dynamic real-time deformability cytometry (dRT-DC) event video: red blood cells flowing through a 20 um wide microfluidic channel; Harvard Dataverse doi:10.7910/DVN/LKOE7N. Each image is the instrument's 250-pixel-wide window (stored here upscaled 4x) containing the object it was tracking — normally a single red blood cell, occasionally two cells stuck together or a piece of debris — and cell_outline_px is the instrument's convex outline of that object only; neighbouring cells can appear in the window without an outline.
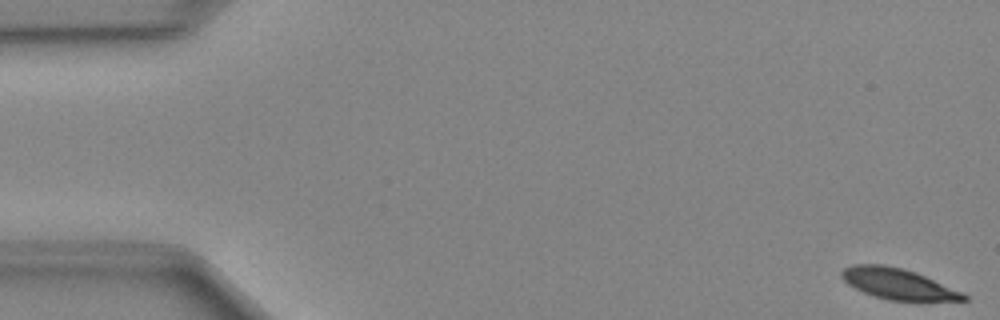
{"species": "Egyptian fruit bat (a non-hibernating species)", "species_latin": "Rousettus aegyptiacus", "temperature_condition": "cold", "stored_images_in_passage": 49, "camera_frame_rate_fps": 3000, "um_per_image_px": 0.085, "animal": {"sex": "female"}, "frame": {"image": 1, "passage_image": 1, "time_ms": 0.0, "image_size_px": [1000, 320], "cell_outline_px": [[968, 300], [888, 300], [872, 296], [848, 284], [840, 276], [840, 272], [844, 268], [852, 264], [884, 264], [900, 268], [924, 276], [964, 292], [968, 296]], "centroid_in_image_um": [76.3, 24.12], "position_along_channel_um": 8.7, "area_um2": 21.62}}
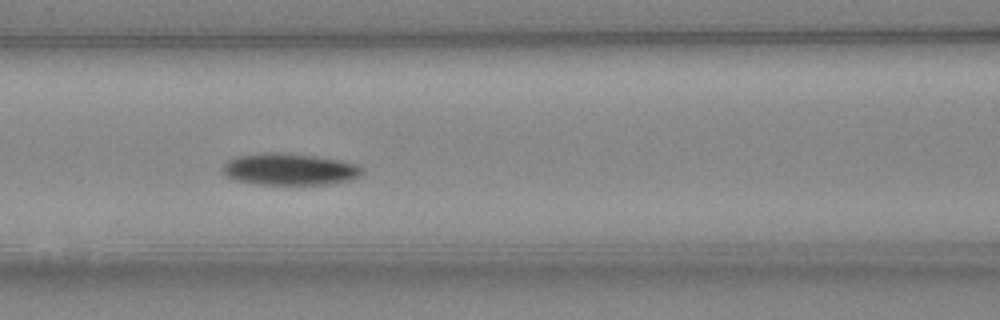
{"frame": {"image": 2, "passage_image": 21, "time_ms": 6.667, "image_size_px": [1000, 320], "cell_outline_px": [[364, 172], [360, 176], [352, 180], [328, 184], [256, 184], [236, 180], [220, 172], [224, 164], [228, 160], [236, 156], [264, 152], [280, 152], [316, 156], [340, 160], [360, 164], [364, 168]], "centroid_in_image_um": [24.65, 14.38], "position_along_channel_um": 142.0, "area_um2": 26.18}}
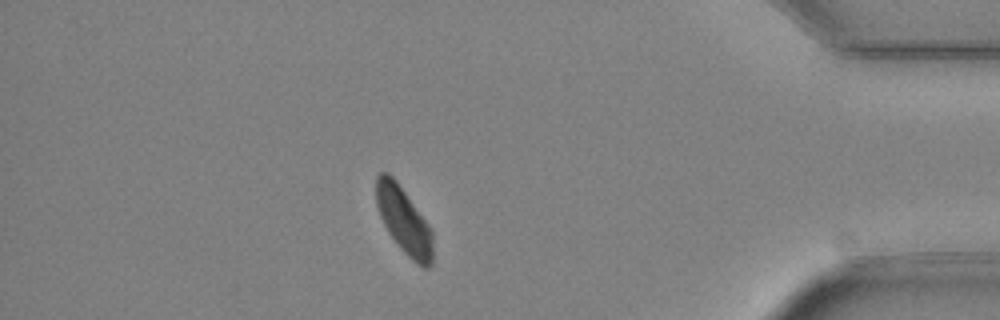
{"frame": {"image": 3, "passage_image": 43, "time_ms": 14.0, "image_size_px": [1000, 320], "cell_outline_px": [[432, 264], [428, 268], [424, 268], [416, 264], [400, 248], [388, 232], [380, 216], [376, 204], [376, 176], [380, 172], [388, 172], [396, 180], [432, 228]], "centroid_in_image_um": [34.33, 18.74], "position_along_channel_um": 400.9, "area_um2": 22.02}}